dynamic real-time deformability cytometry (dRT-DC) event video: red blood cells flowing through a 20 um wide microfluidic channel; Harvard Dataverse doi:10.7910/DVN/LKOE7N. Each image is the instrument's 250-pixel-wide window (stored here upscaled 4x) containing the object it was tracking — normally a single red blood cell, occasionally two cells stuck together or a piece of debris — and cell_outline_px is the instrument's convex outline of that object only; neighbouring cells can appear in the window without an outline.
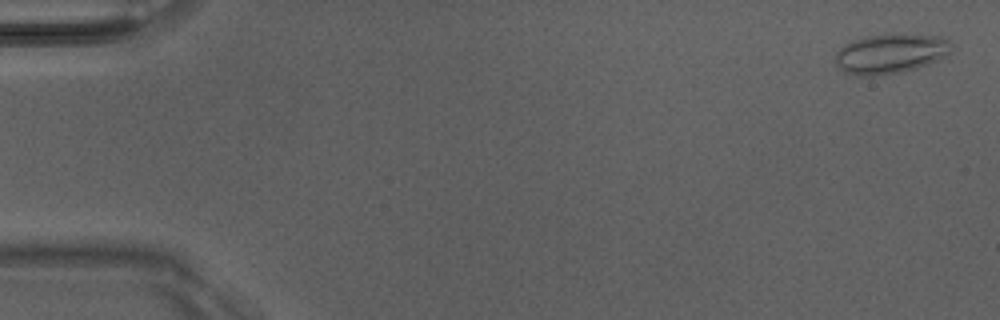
{"species": "Egyptian fruit bat (a non-hibernating species)", "species_latin": "Rousettus aegyptiacus", "temperature_condition": "room temperature", "stored_images_in_passage": 12, "camera_frame_rate_fps": 3000, "um_per_image_px": 0.085, "animal": {"sex": "male"}, "frame": {"image": 1, "passage_image": 2, "time_ms": 0.333, "image_size_px": [1000, 320], "cell_outline_px": [[952, 44], [948, 56], [928, 64], [916, 68], [900, 72], [872, 76], [860, 76], [844, 72], [836, 64], [836, 52], [844, 44], [852, 40], [868, 36], [896, 32], [940, 36], [948, 40]], "centroid_in_image_um": [75.71, 4.53], "position_along_channel_um": 9.3, "area_um2": 27.28}}